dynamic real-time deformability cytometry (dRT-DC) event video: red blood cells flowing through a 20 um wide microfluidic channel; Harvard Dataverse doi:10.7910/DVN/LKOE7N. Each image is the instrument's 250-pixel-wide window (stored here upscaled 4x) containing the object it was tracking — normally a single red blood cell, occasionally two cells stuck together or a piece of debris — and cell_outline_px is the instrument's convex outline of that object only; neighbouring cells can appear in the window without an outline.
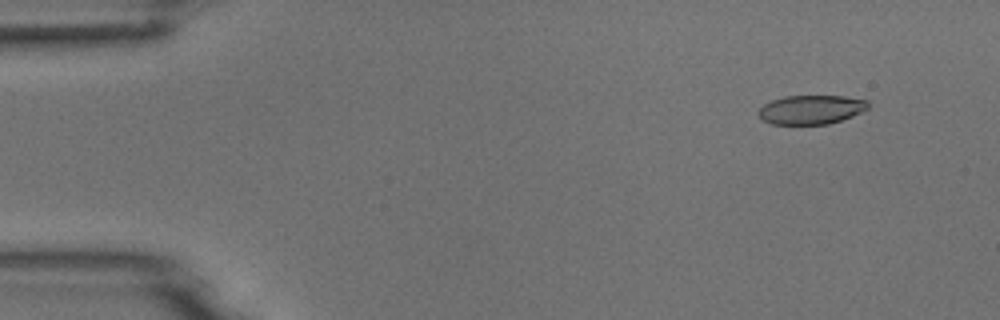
{"species": "common noctule bat (a hibernating species)", "species_latin": "Nyctalus noctula", "temperature_condition": "room temperature", "stored_images_in_passage": 6, "camera_frame_rate_fps": 3000, "um_per_image_px": 0.085, "animal": {"sex": "male", "body_mass_g": 18.8}, "frame": {"image": 1, "passage_image": 2, "time_ms": 1.333, "image_size_px": [1000, 320], "cell_outline_px": [[868, 108], [852, 116], [828, 124], [772, 124], [764, 120], [756, 112], [764, 104], [772, 100], [784, 96], [844, 96], [868, 100]], "centroid_in_image_um": [68.93, 9.31], "position_along_channel_um": 16.1, "area_um2": 18.44}}